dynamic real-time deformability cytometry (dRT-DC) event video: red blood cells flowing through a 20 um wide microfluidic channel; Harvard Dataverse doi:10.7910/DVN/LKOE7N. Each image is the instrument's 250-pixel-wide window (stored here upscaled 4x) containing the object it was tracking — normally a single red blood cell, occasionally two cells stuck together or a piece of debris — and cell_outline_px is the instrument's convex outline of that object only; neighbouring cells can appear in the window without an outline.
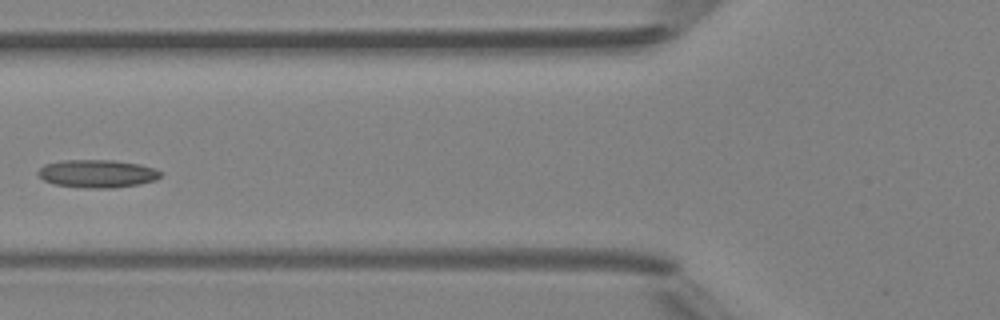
{"species": "Egyptian fruit bat (a non-hibernating species)", "species_latin": "Rousettus aegyptiacus", "temperature_condition": "room temperature", "stored_images_in_passage": 5, "camera_frame_rate_fps": 3000, "um_per_image_px": 0.085, "animal": {"sex": "female"}, "frame": {"image": 1, "passage_image": 4, "time_ms": 4.333, "image_size_px": [1000, 320], "cell_outline_px": [[164, 172], [156, 180], [140, 184], [112, 188], [84, 188], [52, 184], [44, 180], [36, 172], [44, 164], [64, 160], [112, 160], [140, 164], [156, 168]], "centroid_in_image_um": [8.29, 14.76], "position_along_channel_um": 117.5, "area_um2": 20.17}}
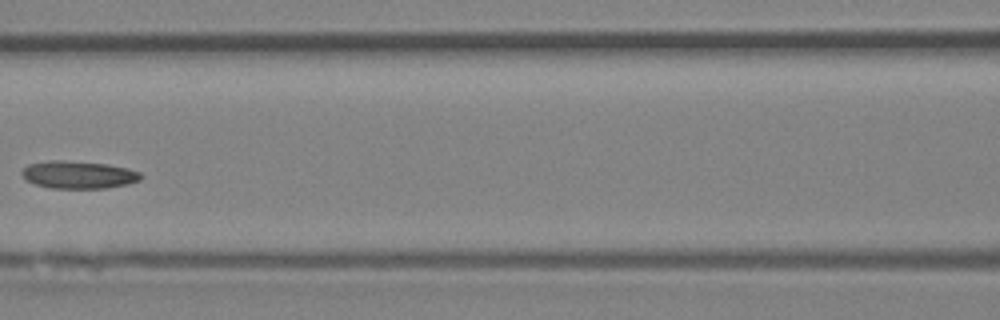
{"frame": {"image": 2, "passage_image": 5, "time_ms": 5.333, "image_size_px": [1000, 320], "cell_outline_px": [[144, 176], [140, 180], [128, 184], [108, 188], [52, 188], [36, 184], [24, 180], [20, 172], [28, 164], [48, 160], [64, 160], [108, 164], [128, 168], [140, 172]], "centroid_in_image_um": [6.68, 14.85], "position_along_channel_um": 159.9, "area_um2": 19.36}}